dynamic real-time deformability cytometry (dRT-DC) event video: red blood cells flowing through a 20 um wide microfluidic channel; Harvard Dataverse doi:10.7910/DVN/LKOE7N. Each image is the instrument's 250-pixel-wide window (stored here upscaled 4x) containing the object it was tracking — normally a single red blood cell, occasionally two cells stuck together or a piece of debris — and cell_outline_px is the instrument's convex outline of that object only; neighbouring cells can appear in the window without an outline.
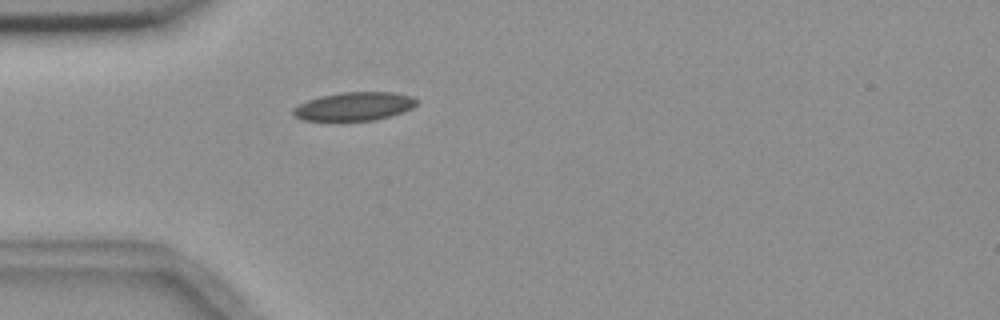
{"species": "common noctule bat (a hibernating species)", "species_latin": "Nyctalus noctula", "temperature_condition": "room temperature", "stored_images_in_passage": 3, "camera_frame_rate_fps": 3000, "um_per_image_px": 0.085, "animal": {"sex": "female", "body_mass_g": 18.4}, "frame": {"image": 1, "passage_image": 3, "time_ms": 2.333, "image_size_px": [1000, 320], "cell_outline_px": [[416, 104], [412, 108], [404, 112], [392, 116], [376, 120], [304, 120], [296, 116], [292, 112], [292, 108], [308, 100], [320, 96], [340, 92], [392, 92], [412, 96], [416, 100]], "centroid_in_image_um": [30.13, 9.03], "position_along_channel_um": 54.9, "area_um2": 20.4}}